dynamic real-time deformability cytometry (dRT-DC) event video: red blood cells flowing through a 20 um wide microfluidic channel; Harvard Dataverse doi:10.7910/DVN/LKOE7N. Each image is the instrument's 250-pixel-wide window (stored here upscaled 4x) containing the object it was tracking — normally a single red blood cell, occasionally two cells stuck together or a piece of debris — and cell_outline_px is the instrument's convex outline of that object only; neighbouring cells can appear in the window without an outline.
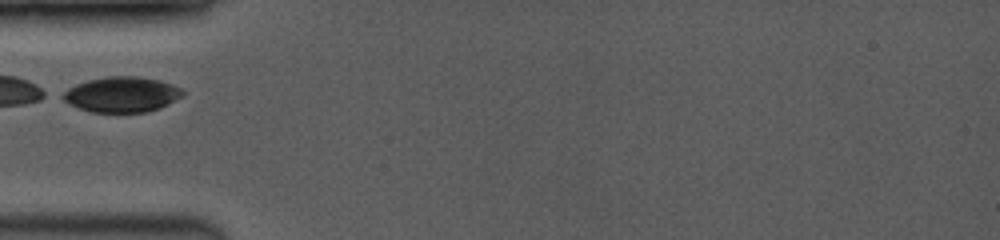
{"species": "common noctule bat (a hibernating species)", "species_latin": "Nyctalus noctula", "temperature_condition": "room temperature", "stored_images_in_passage": 1, "camera_frame_rate_fps": 3500, "um_per_image_px": 0.085, "animal": {"sex": "female", "body_mass_g": 19.0, "forearm_length_mm": 53.3}, "frame": {"image": 1, "passage_image": 1, "time_ms": 0.0, "image_size_px": [1000, 240], "cell_outline_px": [[184, 96], [160, 108], [148, 112], [92, 112], [80, 108], [56, 96], [60, 92], [76, 84], [88, 80], [108, 76], [136, 76], [160, 80], [172, 84], [180, 88], [184, 92]], "centroid_in_image_um": [10.34, 8.02], "position_along_channel_um": 74.7, "area_um2": 24.91}}